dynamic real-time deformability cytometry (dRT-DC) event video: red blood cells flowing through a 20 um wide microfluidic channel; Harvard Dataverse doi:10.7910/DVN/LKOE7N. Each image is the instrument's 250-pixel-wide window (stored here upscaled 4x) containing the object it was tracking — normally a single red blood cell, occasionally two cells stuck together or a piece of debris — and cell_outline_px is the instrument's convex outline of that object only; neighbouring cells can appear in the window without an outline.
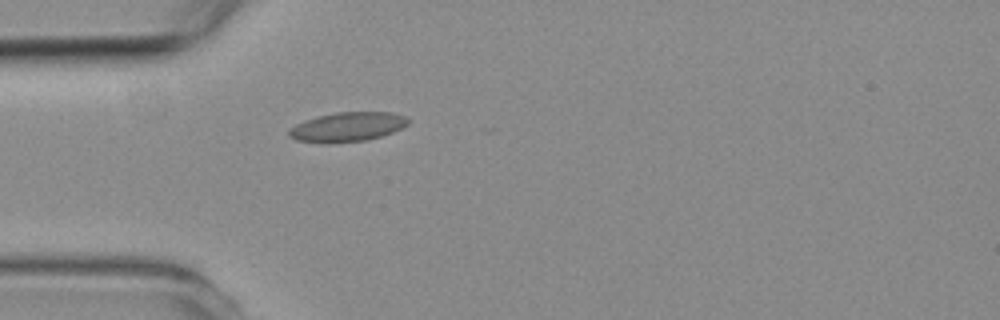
{"species": "common noctule bat (a hibernating species)", "species_latin": "Nyctalus noctula", "temperature_condition": "room temperature", "stored_images_in_passage": 4, "camera_frame_rate_fps": 3000, "um_per_image_px": 0.085, "animal": {"sex": "female", "body_mass_g": 19.3, "forearm_length_mm": 54.1}, "frame": {"image": 1, "passage_image": 4, "time_ms": 3.667, "image_size_px": [1000, 320], "cell_outline_px": [[408, 124], [392, 132], [368, 140], [324, 144], [320, 144], [296, 140], [288, 136], [288, 132], [296, 124], [320, 116], [336, 112], [392, 112], [404, 116], [408, 120]], "centroid_in_image_um": [29.51, 10.8], "position_along_channel_um": 55.5, "area_um2": 20.29}}